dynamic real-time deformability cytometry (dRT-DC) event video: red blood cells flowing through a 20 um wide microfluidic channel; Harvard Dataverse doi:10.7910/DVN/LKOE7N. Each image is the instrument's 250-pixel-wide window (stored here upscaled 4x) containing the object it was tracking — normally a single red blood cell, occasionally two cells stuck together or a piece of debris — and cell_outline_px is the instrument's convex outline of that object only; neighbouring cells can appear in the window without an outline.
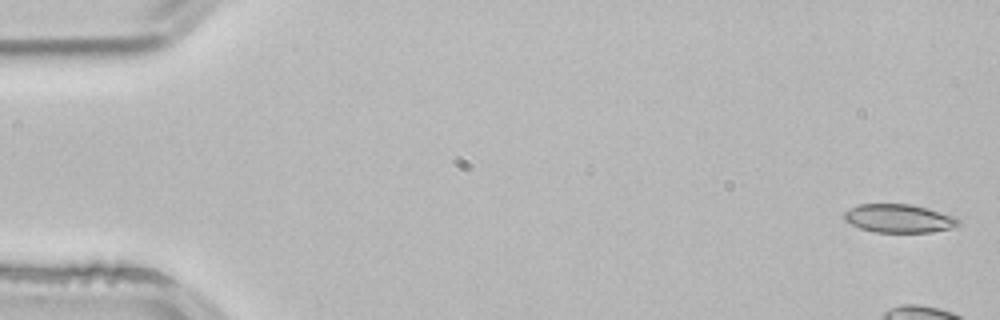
{"species": "common noctule bat (a hibernating species)", "species_latin": "Nyctalus noctula", "temperature_condition": "room temperature", "stored_images_in_passage": 4, "camera_frame_rate_fps": 3000, "um_per_image_px": 0.085, "animal": {"sex": "male", "body_mass_g": 21.5, "forearm_length_mm": 52.0}, "frame": {"image": 1, "passage_image": 1, "time_ms": 0.0, "image_size_px": [1000, 320], "cell_outline_px": [[960, 224], [952, 228], [932, 232], [876, 232], [860, 228], [844, 220], [844, 212], [860, 204], [912, 204], [928, 208], [956, 216], [960, 220]], "centroid_in_image_um": [76.46, 18.56], "position_along_channel_um": 8.5, "area_um2": 18.96}}
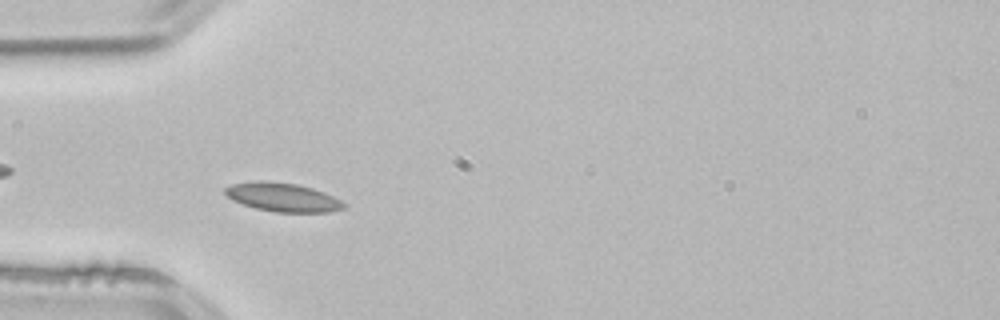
{"frame": {"image": 2, "passage_image": 4, "time_ms": 1.0, "image_size_px": [1000, 320], "cell_outline_px": [[348, 204], [344, 208], [328, 212], [276, 212], [256, 208], [232, 200], [224, 192], [224, 188], [232, 184], [256, 180], [264, 180], [296, 184], [312, 188], [324, 192]], "centroid_in_image_um": [24.03, 16.76], "position_along_channel_um": 61.0, "area_um2": 19.83}}